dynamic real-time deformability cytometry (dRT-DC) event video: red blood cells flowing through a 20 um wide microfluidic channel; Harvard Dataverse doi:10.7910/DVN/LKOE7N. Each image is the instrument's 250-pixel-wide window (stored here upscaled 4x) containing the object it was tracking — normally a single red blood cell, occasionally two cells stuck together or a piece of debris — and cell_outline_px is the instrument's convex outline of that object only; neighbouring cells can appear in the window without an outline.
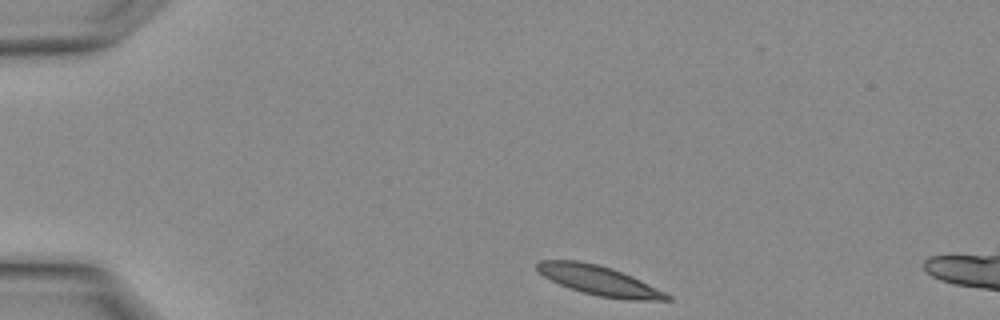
{"species": "Egyptian fruit bat (a non-hibernating species)", "species_latin": "Rousettus aegyptiacus", "temperature_condition": "warm", "stored_images_in_passage": 2, "camera_frame_rate_fps": 3000, "um_per_image_px": 0.085, "animal": {"sex": "female"}, "frame": {"image": 1, "passage_image": 1, "time_ms": 0.0, "image_size_px": [1000, 320], "cell_outline_px": [[672, 300], [628, 300], [600, 296], [584, 292], [560, 284], [544, 276], [536, 268], [536, 264], [540, 260], [576, 260], [596, 264], [612, 268], [632, 276], [672, 296]], "centroid_in_image_um": [50.94, 23.84], "position_along_channel_um": 34.1, "area_um2": 21.91}}